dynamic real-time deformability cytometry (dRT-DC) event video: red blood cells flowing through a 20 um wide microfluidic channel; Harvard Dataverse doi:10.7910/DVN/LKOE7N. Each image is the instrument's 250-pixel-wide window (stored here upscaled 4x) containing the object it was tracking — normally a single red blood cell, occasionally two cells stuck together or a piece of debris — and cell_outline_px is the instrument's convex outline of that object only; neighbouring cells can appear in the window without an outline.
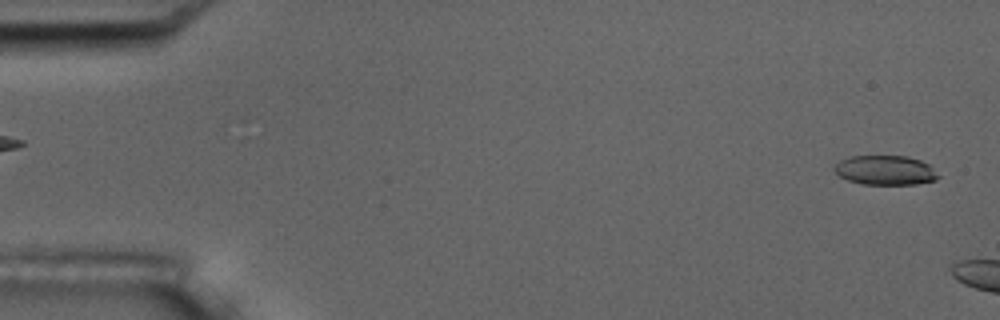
{"species": "common noctule bat (a hibernating species)", "species_latin": "Nyctalus noctula", "temperature_condition": "room temperature", "stored_images_in_passage": 2, "segment_of_instrument_passage": [2, 2], "camera_frame_rate_fps": 3000, "um_per_image_px": 0.085, "animal": {"sex": "male", "body_mass_g": 17.5, "forearm_length_mm": 52.3}, "frame": {"image": 1, "passage_image": 2, "time_ms": 1.0, "image_size_px": [1000, 320], "cell_outline_px": [[940, 176], [936, 180], [916, 184], [860, 184], [848, 180], [840, 176], [832, 168], [840, 160], [852, 156], [904, 156], [920, 160], [928, 164]], "centroid_in_image_um": [75.24, 14.47], "position_along_channel_um": 9.8, "area_um2": 17.74}}